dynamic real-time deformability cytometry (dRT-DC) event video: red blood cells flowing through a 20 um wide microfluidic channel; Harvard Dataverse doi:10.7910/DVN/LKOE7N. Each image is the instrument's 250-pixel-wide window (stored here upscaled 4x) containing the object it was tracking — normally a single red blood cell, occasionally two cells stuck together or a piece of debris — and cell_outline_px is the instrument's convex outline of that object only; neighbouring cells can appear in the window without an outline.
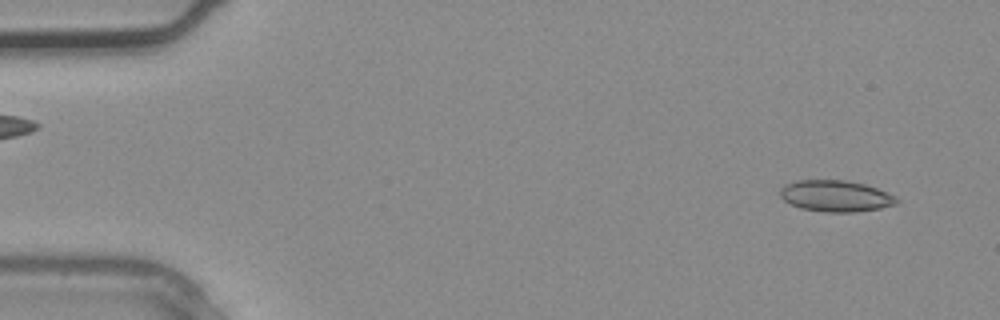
{"species": "common noctule bat (a hibernating species)", "species_latin": "Nyctalus noctula", "temperature_condition": "warm", "stored_images_in_passage": 2, "camera_frame_rate_fps": 3000, "um_per_image_px": 0.085, "animal": {"sex": "male", "body_mass_g": 20.4}, "frame": {"image": 1, "passage_image": 2, "time_ms": 0.333, "image_size_px": [1000, 320], "cell_outline_px": [[900, 200], [896, 204], [880, 208], [852, 212], [824, 212], [800, 208], [784, 200], [780, 196], [780, 188], [784, 184], [796, 180], [844, 180], [864, 184], [888, 192], [896, 196]], "centroid_in_image_um": [71.03, 16.65], "position_along_channel_um": 14.0, "area_um2": 21.33}}